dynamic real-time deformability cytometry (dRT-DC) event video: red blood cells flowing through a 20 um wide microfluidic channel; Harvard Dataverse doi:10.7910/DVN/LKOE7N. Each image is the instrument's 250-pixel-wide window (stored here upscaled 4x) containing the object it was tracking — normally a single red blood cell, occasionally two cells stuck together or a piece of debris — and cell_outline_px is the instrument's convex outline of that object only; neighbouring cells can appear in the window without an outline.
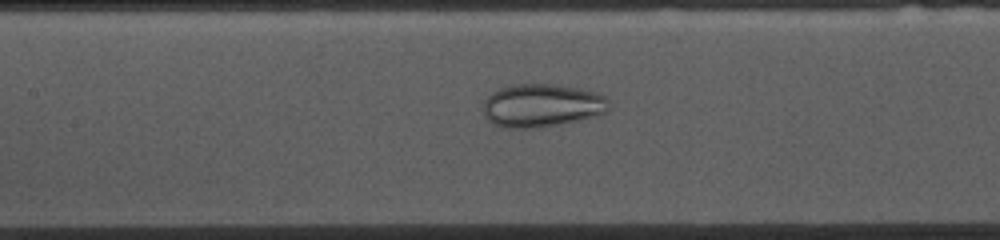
{"species": "common noctule bat (a hibernating species)", "species_latin": "Nyctalus noctula", "temperature_condition": "cold", "stored_images_in_passage": 43, "camera_frame_rate_fps": 3000, "um_per_image_px": 0.085, "animal": {"sex": "female", "body_mass_g": 10.0, "forearm_length_mm": 53.1}, "frame": {"image": 1, "passage_image": 13, "time_ms": 4.0, "image_size_px": [1000, 240], "cell_outline_px": [[608, 112], [596, 116], [560, 124], [528, 128], [504, 128], [492, 124], [484, 116], [484, 100], [492, 92], [500, 88], [512, 84], [548, 84], [576, 88], [596, 92], [604, 96], [608, 100]], "centroid_in_image_um": [46.03, 8.97], "position_along_channel_um": 161.4, "area_um2": 31.56}}
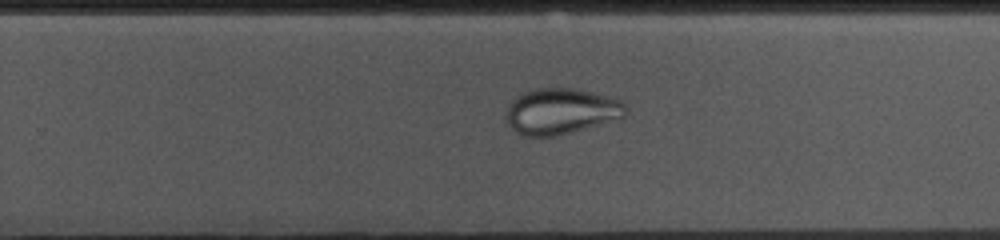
{"frame": {"image": 2, "passage_image": 23, "time_ms": 7.333, "image_size_px": [1000, 240], "cell_outline_px": [[628, 108], [624, 116], [572, 132], [556, 136], [524, 136], [516, 132], [508, 124], [508, 104], [512, 100], [524, 92], [532, 88], [576, 88], [592, 92], [620, 100], [628, 104]], "centroid_in_image_um": [47.69, 9.44], "position_along_channel_um": 282.1, "area_um2": 31.73}}
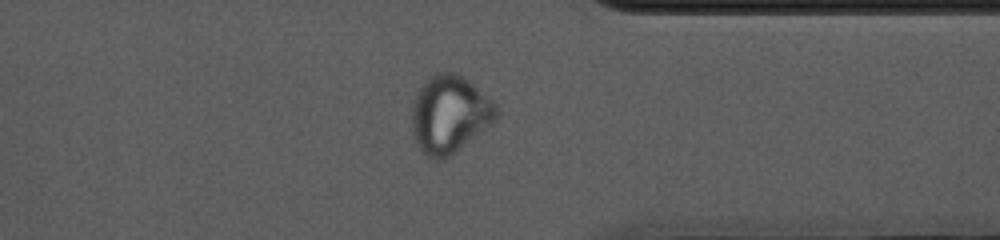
{"frame": {"image": 3, "passage_image": 31, "time_ms": 10.0, "image_size_px": [1000, 240], "cell_outline_px": [[500, 112], [496, 120], [492, 124], [452, 156], [444, 160], [436, 160], [428, 156], [420, 148], [412, 132], [412, 108], [416, 92], [424, 80], [436, 72], [456, 72], [464, 76], [492, 100], [496, 104]], "centroid_in_image_um": [38.23, 9.71], "position_along_channel_um": 373.2, "area_um2": 38.73}}